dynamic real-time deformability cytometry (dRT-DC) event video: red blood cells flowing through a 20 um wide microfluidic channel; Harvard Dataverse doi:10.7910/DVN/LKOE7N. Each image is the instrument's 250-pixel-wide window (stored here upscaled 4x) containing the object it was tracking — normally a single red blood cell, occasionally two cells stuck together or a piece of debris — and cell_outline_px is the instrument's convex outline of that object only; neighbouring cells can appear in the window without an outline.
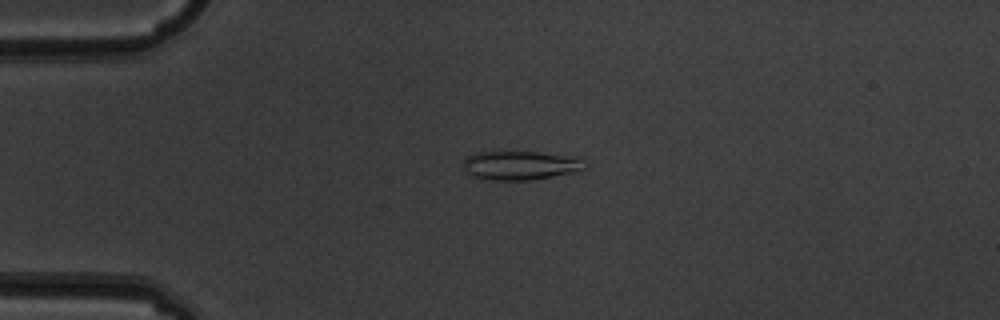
{"species": "common noctule bat (a hibernating species)", "species_latin": "Nyctalus noctula", "temperature_condition": "warm", "stored_images_in_passage": 4, "camera_frame_rate_fps": 3000, "um_per_image_px": 0.085, "animal": {"sex": "male", "body_mass_g": 19.5, "forearm_length_mm": 54.6}, "frame": {"image": 1, "passage_image": 3, "time_ms": 0.667, "image_size_px": [1000, 320], "cell_outline_px": [[584, 168], [576, 172], [528, 180], [492, 180], [476, 176], [468, 172], [464, 168], [464, 160], [468, 156], [476, 152], [536, 152], [580, 156]], "centroid_in_image_um": [44.27, 14.04], "position_along_channel_um": 40.7, "area_um2": 20.23}}